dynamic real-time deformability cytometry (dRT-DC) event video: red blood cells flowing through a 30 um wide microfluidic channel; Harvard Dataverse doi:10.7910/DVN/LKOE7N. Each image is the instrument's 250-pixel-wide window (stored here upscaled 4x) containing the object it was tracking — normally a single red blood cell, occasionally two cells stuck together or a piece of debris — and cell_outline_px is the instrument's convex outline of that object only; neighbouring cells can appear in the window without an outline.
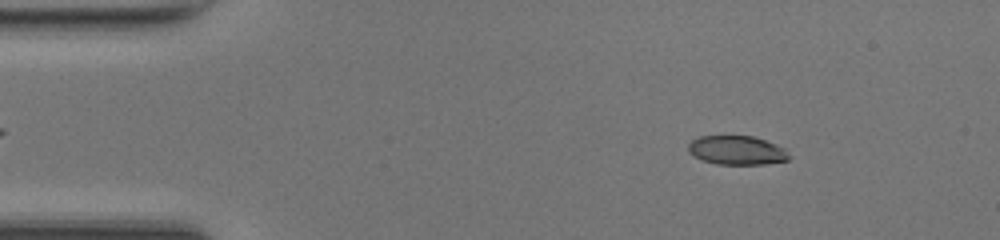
{"species": "common noctule bat (a hibernating species)", "species_latin": "Nyctalus noctula", "temperature_condition": "room temperature", "stored_images_in_passage": 48, "camera_frame_rate_fps": 3000, "um_per_image_px": 0.085, "animal": {"sex": "female", "body_mass_g": 17.0, "forearm_length_mm": 48.0}, "frame": {"image": 1, "passage_image": 6, "time_ms": 1.667, "image_size_px": [1000, 240], "cell_outline_px": [[792, 156], [788, 160], [764, 164], [716, 164], [704, 160], [688, 152], [688, 144], [692, 140], [700, 136], [752, 136], [776, 144], [784, 148]], "centroid_in_image_um": [62.66, 12.77], "position_along_channel_um": 22.3, "area_um2": 16.94}}
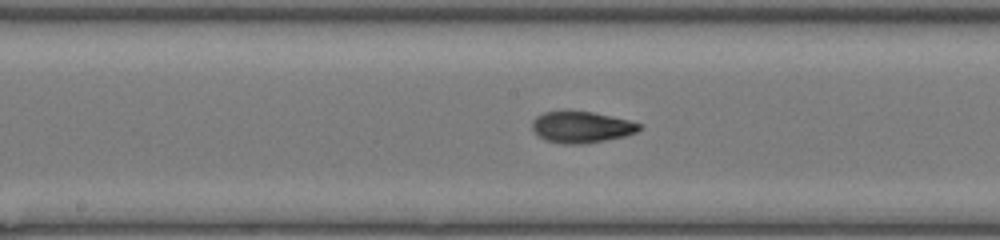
{"frame": {"image": 2, "passage_image": 24, "time_ms": 7.667, "image_size_px": [1000, 240], "cell_outline_px": [[640, 128], [636, 132], [624, 136], [584, 144], [564, 144], [544, 140], [532, 128], [532, 120], [536, 116], [544, 112], [564, 108], [592, 112], [628, 120], [640, 124]], "centroid_in_image_um": [49.35, 10.77], "position_along_channel_um": 198.8, "area_um2": 19.88}}
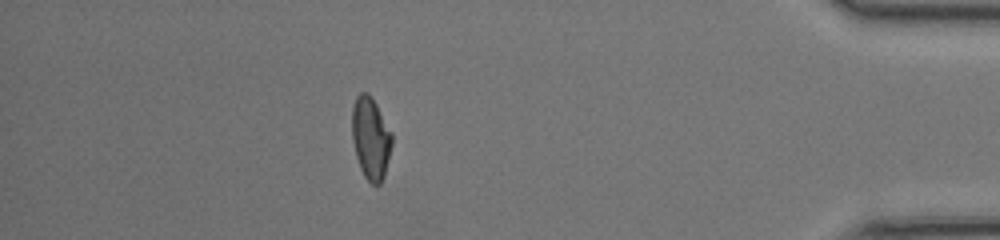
{"frame": {"image": 3, "passage_image": 42, "time_ms": 13.667, "image_size_px": [1000, 240], "cell_outline_px": [[392, 144], [384, 176], [380, 184], [372, 184], [364, 176], [360, 168], [356, 156], [352, 140], [352, 108], [356, 96], [360, 92], [368, 92], [372, 96], [392, 132]], "centroid_in_image_um": [31.5, 11.71], "position_along_channel_um": 403.7, "area_um2": 19.25}, "authors_computed_cell_mechanics": {"area_um2": 19.1896, "velocity_mm_per_s": 4.2601, "shape_relaxation_time_tau1_ms": 4.6222, "shape_relaxation_time_tau2_ms": 1.6466, "deformation_change_tau1": 0.1828, "deformation_change_tau2": 0.0647}}